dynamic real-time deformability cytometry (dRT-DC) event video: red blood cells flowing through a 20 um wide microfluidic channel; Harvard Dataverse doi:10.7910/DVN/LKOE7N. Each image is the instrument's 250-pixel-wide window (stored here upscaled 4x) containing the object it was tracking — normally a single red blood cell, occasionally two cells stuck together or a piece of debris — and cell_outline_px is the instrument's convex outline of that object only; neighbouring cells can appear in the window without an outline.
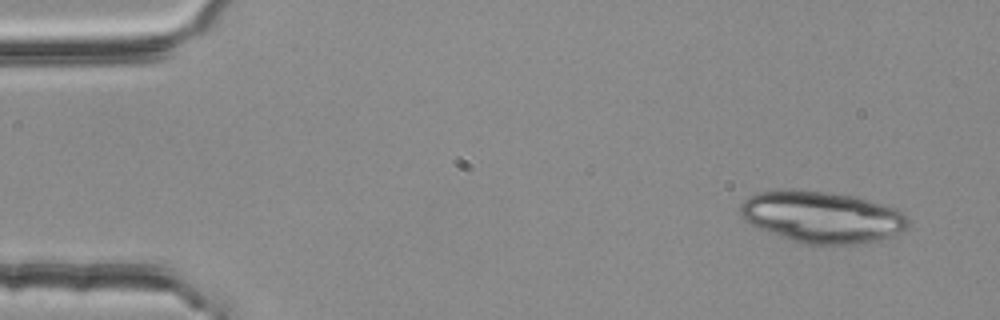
{"species": "common noctule bat (a hibernating species)", "species_latin": "Nyctalus noctula", "temperature_condition": "room temperature", "stored_images_in_passage": 3, "camera_frame_rate_fps": 3000, "um_per_image_px": 0.085, "animal": {"sex": "female", "body_mass_g": 25.1}, "frame": {"image": 1, "passage_image": 1, "time_ms": 0.0, "image_size_px": [1000, 320], "cell_outline_px": [[908, 228], [904, 232], [880, 240], [864, 244], [824, 248], [804, 244], [768, 232], [752, 224], [740, 212], [740, 204], [748, 196], [760, 192], [824, 192], [852, 196], [884, 204], [896, 208], [904, 212], [908, 216]], "centroid_in_image_um": [69.99, 18.53], "position_along_channel_um": 15.0, "area_um2": 50.52}}